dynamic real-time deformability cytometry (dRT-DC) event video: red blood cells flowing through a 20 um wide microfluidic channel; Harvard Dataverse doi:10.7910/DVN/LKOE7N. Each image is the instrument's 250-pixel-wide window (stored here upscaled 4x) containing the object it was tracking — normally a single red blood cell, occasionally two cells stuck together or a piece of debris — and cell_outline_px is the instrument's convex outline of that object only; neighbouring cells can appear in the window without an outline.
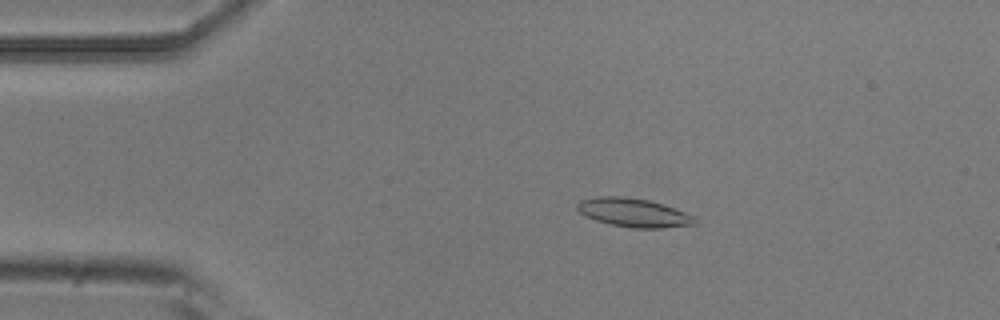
{"species": "common noctule bat (a hibernating species)", "species_latin": "Nyctalus noctula", "temperature_condition": "room temperature", "stored_images_in_passage": 8, "camera_frame_rate_fps": 3000, "um_per_image_px": 0.085, "animal": {"sex": "male", "body_mass_g": 20.5, "forearm_length_mm": 52.5}, "frame": {"image": 1, "passage_image": 1, "time_ms": 0.0, "image_size_px": [1000, 320], "cell_outline_px": [[696, 224], [664, 228], [632, 228], [608, 224], [596, 220], [580, 212], [576, 208], [576, 204], [580, 200], [596, 196], [624, 196], [648, 200], [664, 204], [696, 216]], "centroid_in_image_um": [53.87, 18.07], "position_along_channel_um": 31.1, "area_um2": 19.83}}
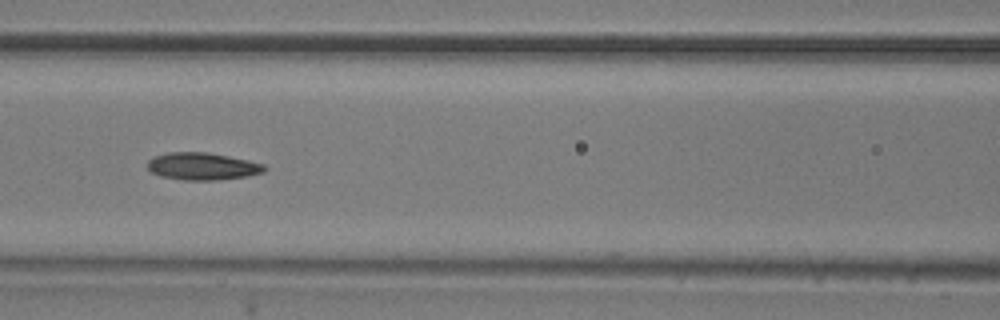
{"frame": {"image": 2, "passage_image": 5, "time_ms": 1.333, "image_size_px": [1000, 320], "cell_outline_px": [[268, 168], [264, 172], [248, 176], [220, 180], [184, 180], [160, 176], [152, 172], [148, 168], [148, 160], [156, 156], [168, 152], [208, 152], [248, 160], [264, 164]], "centroid_in_image_um": [17.24, 14.14], "position_along_channel_um": 149.4, "area_um2": 18.67}}
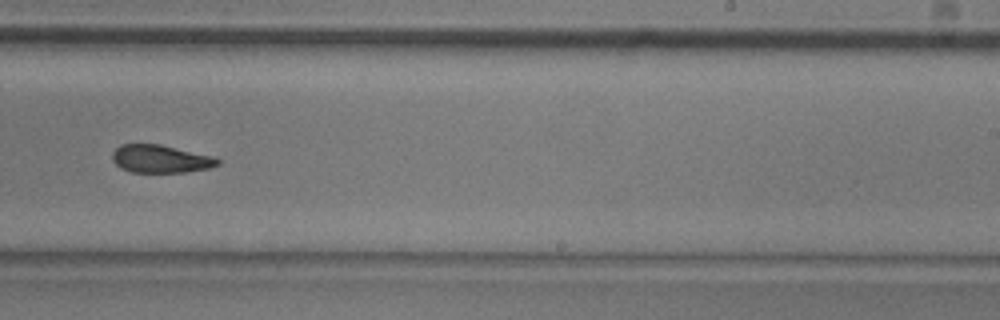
{"frame": {"image": 3, "passage_image": 8, "time_ms": 2.333, "image_size_px": [1000, 320], "cell_outline_px": [[220, 164], [208, 168], [184, 172], [132, 172], [120, 168], [112, 160], [112, 152], [120, 144], [160, 144], [212, 156], [220, 160]], "centroid_in_image_um": [13.61, 13.5], "position_along_channel_um": 275.4, "area_um2": 17.05}}